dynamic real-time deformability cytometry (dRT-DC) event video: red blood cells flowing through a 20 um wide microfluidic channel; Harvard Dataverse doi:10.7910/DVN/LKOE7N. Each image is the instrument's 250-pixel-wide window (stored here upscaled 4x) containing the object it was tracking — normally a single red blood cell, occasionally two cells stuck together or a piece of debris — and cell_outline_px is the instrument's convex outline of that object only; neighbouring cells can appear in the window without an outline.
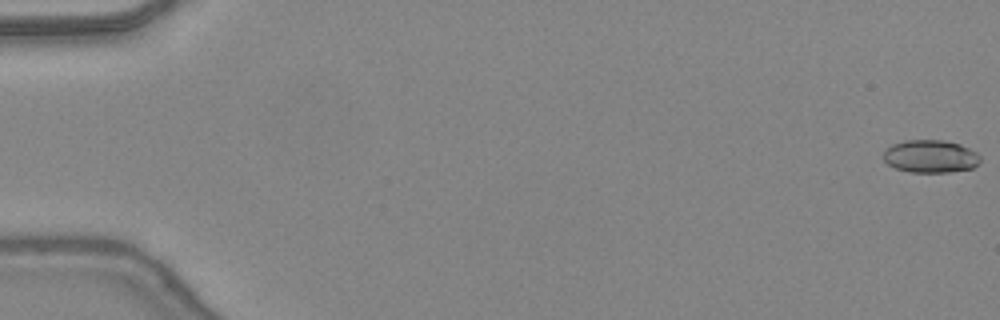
{"species": "common noctule bat (a hibernating species)", "species_latin": "Nyctalus noctula", "temperature_condition": "warm", "stored_images_in_passage": 48, "camera_frame_rate_fps": 3000, "um_per_image_px": 0.085, "animal": {"sex": "female", "body_mass_g": 24.6, "forearm_length_mm": 56.2}, "frame": {"image": 1, "passage_image": 1, "time_ms": 0.0, "image_size_px": [1000, 320], "cell_outline_px": [[980, 160], [972, 168], [948, 172], [908, 172], [896, 168], [888, 164], [884, 160], [884, 152], [892, 144], [904, 140], [944, 140], [960, 144], [976, 152], [980, 156]], "centroid_in_image_um": [79.08, 13.28], "position_along_channel_um": 5.9, "area_um2": 18.38}}
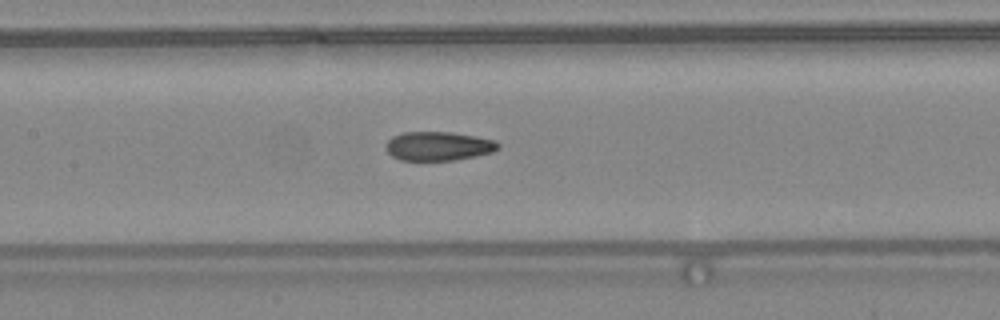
{"frame": {"image": 2, "passage_image": 24, "time_ms": 7.667, "image_size_px": [1000, 320], "cell_outline_px": [[500, 148], [492, 152], [452, 160], [400, 160], [392, 156], [384, 148], [384, 144], [392, 136], [404, 132], [448, 132], [476, 136], [496, 140], [500, 144]], "centroid_in_image_um": [37.23, 12.41], "position_along_channel_um": 170.2, "area_um2": 18.96}}
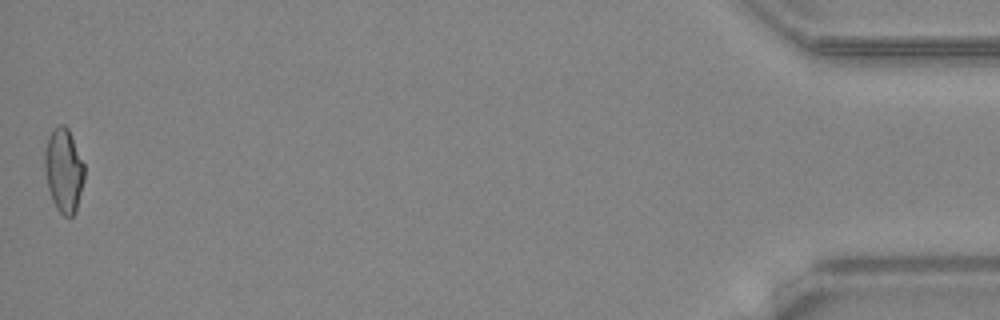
{"frame": {"image": 3, "passage_image": 48, "time_ms": 15.667, "image_size_px": [1000, 320], "cell_outline_px": [[84, 180], [76, 212], [72, 216], [64, 216], [56, 208], [52, 200], [48, 188], [44, 168], [44, 152], [48, 136], [52, 128], [60, 124], [64, 124], [68, 128], [84, 164]], "centroid_in_image_um": [5.41, 14.47], "position_along_channel_um": 429.8, "area_um2": 19.54}, "authors_computed_cell_mechanics": {"area_um2": 19.2763, "velocity_mm_per_s": 4.4283, "shape_relaxation_time_tau1_ms": null, "shape_relaxation_time_tau2_ms": 1.9668, "deformation_change_tau1": null, "deformation_change_tau2": 0.0657}}